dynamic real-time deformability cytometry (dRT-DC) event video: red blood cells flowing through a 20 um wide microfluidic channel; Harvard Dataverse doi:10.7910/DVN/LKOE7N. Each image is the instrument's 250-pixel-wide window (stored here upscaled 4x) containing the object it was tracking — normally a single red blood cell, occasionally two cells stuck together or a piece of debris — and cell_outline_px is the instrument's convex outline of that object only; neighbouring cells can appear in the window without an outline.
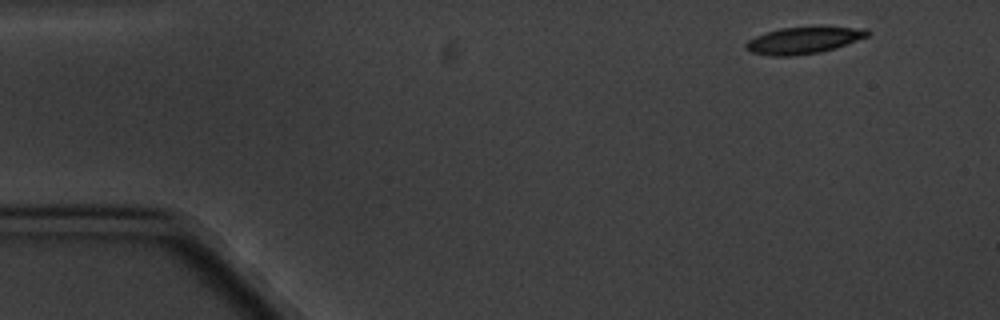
{"species": "common noctule bat (a hibernating species)", "species_latin": "Nyctalus noctula", "temperature_condition": "cold", "stored_images_in_passage": 4, "camera_frame_rate_fps": 3000, "um_per_image_px": 0.085, "animal": {"sex": "male", "body_mass_g": 20.1, "forearm_length_mm": 53.5}, "frame": {"image": 1, "passage_image": 1, "time_ms": 0.0, "image_size_px": [1000, 320], "cell_outline_px": [[872, 32], [868, 36], [836, 48], [820, 52], [792, 56], [772, 56], [752, 52], [744, 48], [744, 44], [748, 40], [756, 36], [780, 28], [868, 28]], "centroid_in_image_um": [68.29, 3.45], "position_along_channel_um": 16.7, "area_um2": 18.55}}